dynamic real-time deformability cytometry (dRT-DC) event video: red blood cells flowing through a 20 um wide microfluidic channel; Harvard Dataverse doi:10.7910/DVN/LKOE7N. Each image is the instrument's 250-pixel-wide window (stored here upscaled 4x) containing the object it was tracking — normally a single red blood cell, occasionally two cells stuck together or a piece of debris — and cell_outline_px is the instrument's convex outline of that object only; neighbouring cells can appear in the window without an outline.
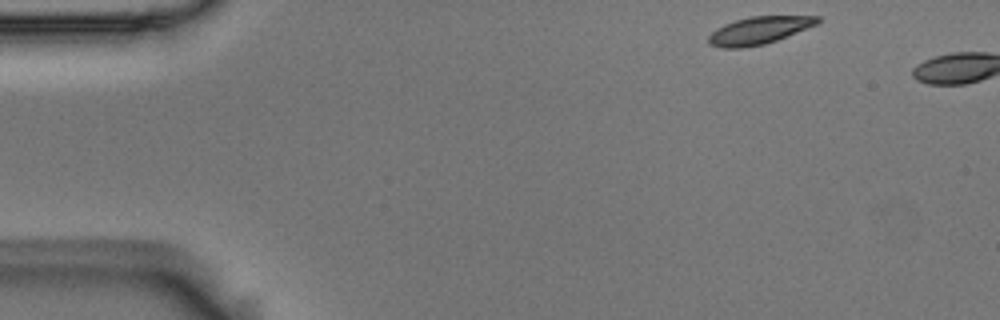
{"species": "Egyptian fruit bat (a non-hibernating species)", "species_latin": "Rousettus aegyptiacus", "temperature_condition": "room temperature", "stored_images_in_passage": 4, "camera_frame_rate_fps": 3000, "um_per_image_px": 0.085, "animal": {"sex": "male"}, "frame": {"image": 1, "passage_image": 1, "time_ms": 0.0, "image_size_px": [1000, 320], "cell_outline_px": [[820, 20], [816, 24], [776, 40], [764, 44], [740, 48], [724, 48], [708, 44], [708, 36], [716, 28], [724, 24], [736, 20], [752, 16], [820, 16]], "centroid_in_image_um": [64.47, 2.58], "position_along_channel_um": 20.5, "area_um2": 17.17}}